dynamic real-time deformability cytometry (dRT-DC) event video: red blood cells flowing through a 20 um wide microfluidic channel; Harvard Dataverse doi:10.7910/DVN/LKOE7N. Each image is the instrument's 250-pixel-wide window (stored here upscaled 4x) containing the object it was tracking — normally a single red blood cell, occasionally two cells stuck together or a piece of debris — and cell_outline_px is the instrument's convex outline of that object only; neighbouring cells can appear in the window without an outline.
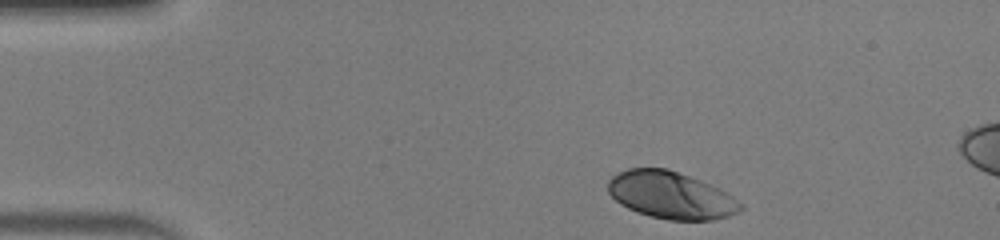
{"species": "human", "species_latin": "Homo sapiens", "temperature_condition": "warm", "stored_images_in_passage": 9, "camera_frame_rate_fps": 3000, "um_per_image_px": 0.085, "donor": {"sex": "male"}, "frame": {"image": 1, "passage_image": 1, "time_ms": 0.0, "image_size_px": [1000, 240], "cell_outline_px": [[744, 208], [740, 212], [728, 216], [712, 220], [668, 220], [636, 212], [620, 204], [608, 192], [608, 180], [612, 176], [628, 168], [668, 168], [700, 180], [720, 188], [744, 204]], "centroid_in_image_um": [57.05, 16.59], "position_along_channel_um": 28.0, "area_um2": 36.53}}